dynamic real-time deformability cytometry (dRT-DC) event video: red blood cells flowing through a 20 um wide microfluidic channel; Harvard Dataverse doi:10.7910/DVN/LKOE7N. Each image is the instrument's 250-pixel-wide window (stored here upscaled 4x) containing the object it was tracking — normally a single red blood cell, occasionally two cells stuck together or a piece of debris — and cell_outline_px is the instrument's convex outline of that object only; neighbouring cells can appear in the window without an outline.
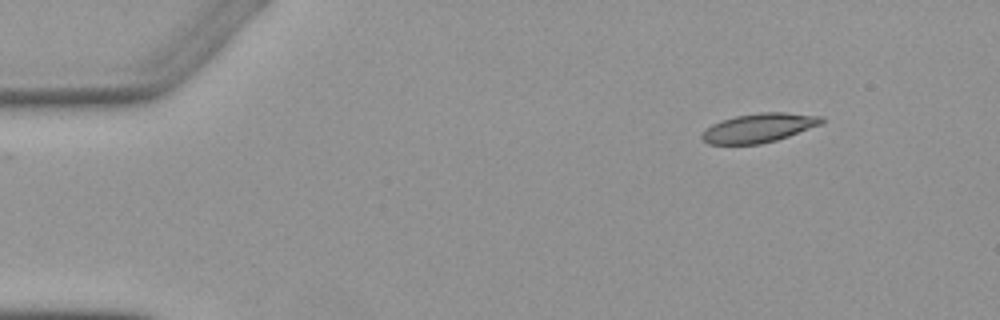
{"species": "Egyptian fruit bat (a non-hibernating species)", "species_latin": "Rousettus aegyptiacus", "temperature_condition": "warm", "stored_images_in_passage": 2, "camera_frame_rate_fps": 3000, "um_per_image_px": 0.085, "animal": {"sex": "female"}, "frame": {"image": 1, "passage_image": 2, "time_ms": 1.0, "image_size_px": [1000, 320], "cell_outline_px": [[824, 120], [820, 124], [788, 136], [776, 140], [760, 144], [708, 144], [700, 136], [712, 124], [720, 120], [736, 116], [756, 112], [784, 112], [824, 116]], "centroid_in_image_um": [64.5, 10.86], "position_along_channel_um": 20.5, "area_um2": 20.11}}